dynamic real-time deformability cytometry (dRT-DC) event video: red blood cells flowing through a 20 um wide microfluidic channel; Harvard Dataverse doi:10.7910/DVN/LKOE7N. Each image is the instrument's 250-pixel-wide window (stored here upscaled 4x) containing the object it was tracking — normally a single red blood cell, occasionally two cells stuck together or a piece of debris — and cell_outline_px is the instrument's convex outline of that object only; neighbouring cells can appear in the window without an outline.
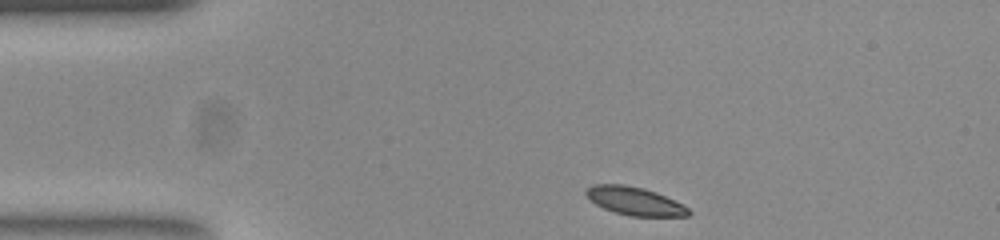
{"species": "common noctule bat (a hibernating species)", "species_latin": "Nyctalus noctula", "temperature_condition": "room temperature", "stored_images_in_passage": 45, "camera_frame_rate_fps": 3000, "um_per_image_px": 0.085, "animal": {"sex": "female", "body_mass_g": 23.0, "forearm_length_mm": 53.4}, "frame": {"image": 1, "passage_image": 1, "time_ms": 0.0, "image_size_px": [1000, 240], "cell_outline_px": [[692, 212], [688, 216], [632, 216], [616, 212], [604, 208], [596, 204], [584, 192], [592, 184], [624, 184], [644, 188], [656, 192], [684, 204]], "centroid_in_image_um": [53.99, 17.08], "position_along_channel_um": 31.0, "area_um2": 16.76}}
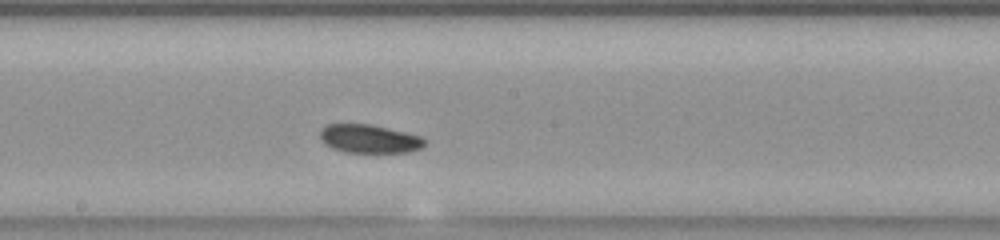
{"frame": {"image": 2, "passage_image": 20, "time_ms": 6.333, "image_size_px": [1000, 240], "cell_outline_px": [[424, 144], [420, 148], [408, 152], [344, 152], [332, 148], [324, 144], [320, 140], [320, 132], [328, 124], [372, 124], [420, 136], [424, 140]], "centroid_in_image_um": [31.34, 11.8], "position_along_channel_um": 216.9, "area_um2": 17.17}}
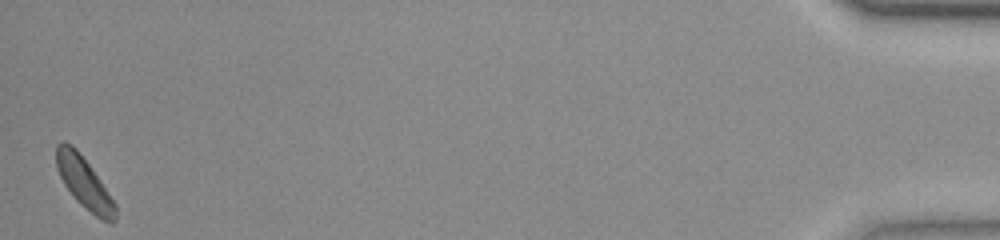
{"frame": {"image": 3, "passage_image": 45, "time_ms": 14.667, "image_size_px": [1000, 240], "cell_outline_px": [[116, 220], [112, 224], [108, 224], [100, 220], [80, 204], [76, 200], [64, 184], [56, 168], [56, 144], [64, 140], [72, 144], [76, 148], [100, 180], [116, 204]], "centroid_in_image_um": [7.16, 15.56], "position_along_channel_um": 428.0, "area_um2": 17.74}, "authors_computed_cell_mechanics": {"area_um2": 17.5712, "velocity_mm_per_s": 3.6999, "shape_relaxation_time_tau1_ms": 5.0064, "shape_relaxation_time_tau2_ms": 9.963, "deformation_change_tau1": 0.0651, "deformation_change_tau2": 0.0962}}